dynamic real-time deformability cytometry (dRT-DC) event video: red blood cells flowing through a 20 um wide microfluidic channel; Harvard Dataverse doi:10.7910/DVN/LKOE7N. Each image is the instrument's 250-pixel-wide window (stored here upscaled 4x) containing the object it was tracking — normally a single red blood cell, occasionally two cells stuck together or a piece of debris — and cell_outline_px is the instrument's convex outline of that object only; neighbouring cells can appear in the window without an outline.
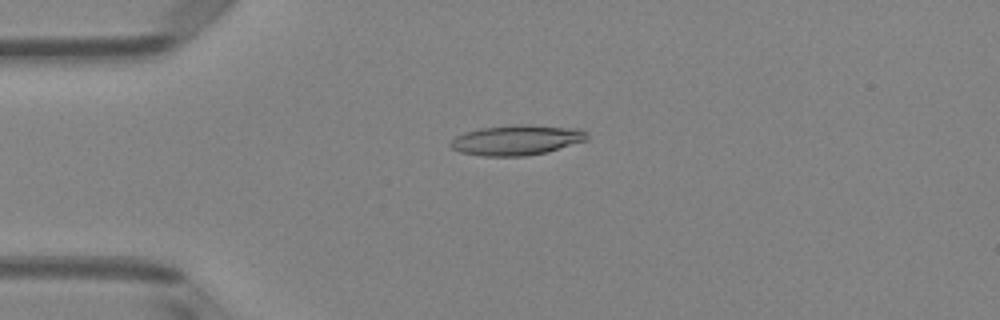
{"species": "Egyptian fruit bat (a non-hibernating species)", "species_latin": "Rousettus aegyptiacus", "temperature_condition": "room temperature", "stored_images_in_passage": 50, "camera_frame_rate_fps": 3000, "um_per_image_px": 0.085, "animal": {"sex": "female"}, "frame": {"image": 1, "passage_image": 12, "time_ms": 3.667, "image_size_px": [1000, 320], "cell_outline_px": [[588, 140], [548, 152], [524, 156], [484, 156], [460, 152], [452, 148], [448, 144], [456, 136], [464, 132], [480, 128], [528, 124], [580, 128], [588, 132]], "centroid_in_image_um": [43.96, 11.9], "position_along_channel_um": 41.0, "area_um2": 24.16}}
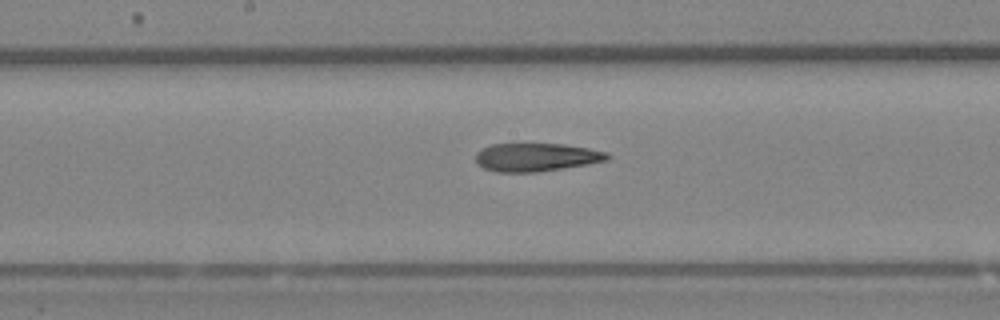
{"frame": {"image": 2, "passage_image": 26, "time_ms": 8.333, "image_size_px": [1000, 320], "cell_outline_px": [[612, 156], [608, 160], [588, 164], [564, 168], [536, 172], [496, 172], [484, 168], [476, 160], [476, 152], [492, 144], [564, 144], [588, 148], [608, 152]], "centroid_in_image_um": [45.63, 13.36], "position_along_channel_um": 202.6, "area_um2": 21.62}}
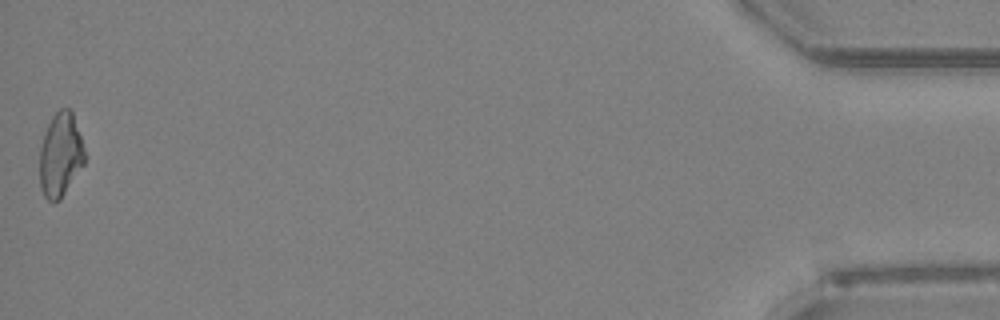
{"frame": {"image": 3, "passage_image": 50, "time_ms": 16.333, "image_size_px": [1000, 320], "cell_outline_px": [[88, 156], [84, 164], [60, 200], [48, 200], [44, 196], [40, 188], [40, 148], [44, 132], [52, 116], [60, 108], [68, 108], [72, 112]], "centroid_in_image_um": [5.16, 13.15], "position_along_channel_um": 430.0, "area_um2": 22.2}, "authors_computed_cell_mechanics": {"area_um2": 22.4264, "velocity_mm_per_s": 4.0367, "shape_relaxation_time_tau1_ms": null, "shape_relaxation_time_tau2_ms": 6.5022, "deformation_change_tau1": null, "deformation_change_tau2": 0.1998}}